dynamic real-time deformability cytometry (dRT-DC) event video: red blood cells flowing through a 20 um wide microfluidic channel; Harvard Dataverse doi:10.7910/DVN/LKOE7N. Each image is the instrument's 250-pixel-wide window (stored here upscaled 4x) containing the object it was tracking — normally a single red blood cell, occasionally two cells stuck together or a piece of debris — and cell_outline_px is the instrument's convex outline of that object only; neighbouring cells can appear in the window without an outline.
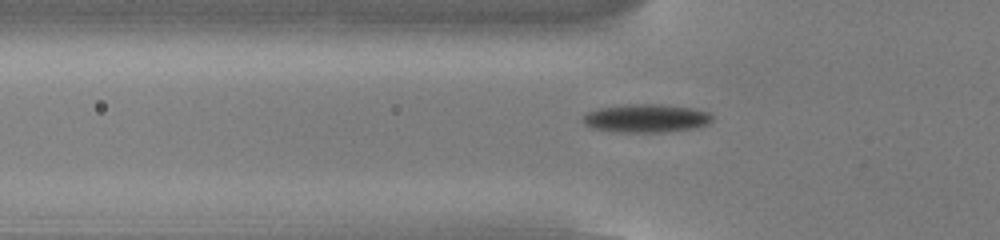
{"species": "common noctule bat (a hibernating species)", "species_latin": "Nyctalus noctula", "temperature_condition": "cold", "stored_images_in_passage": 54, "camera_frame_rate_fps": 3000, "um_per_image_px": 0.085, "animal": {"sex": "male", "body_mass_g": 13.0, "forearm_length_mm": 53.1}, "frame": {"image": 1, "passage_image": 18, "time_ms": 5.667, "image_size_px": [1000, 240], "cell_outline_px": [[712, 120], [708, 124], [692, 128], [664, 132], [616, 132], [592, 128], [584, 124], [584, 116], [588, 112], [600, 108], [628, 104], [656, 104], [692, 108], [708, 112], [712, 116]], "centroid_in_image_um": [54.92, 10.06], "position_along_channel_um": 70.9, "area_um2": 21.1}}
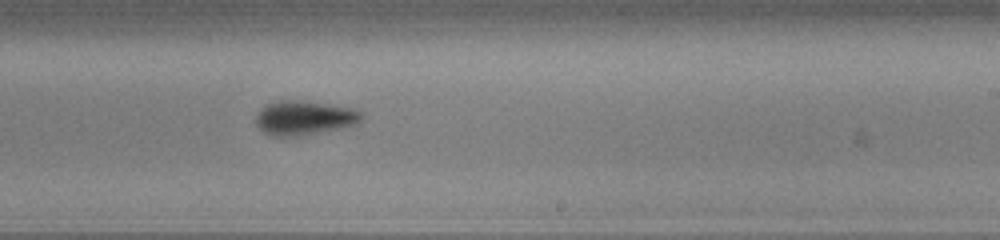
{"frame": {"image": 2, "passage_image": 33, "time_ms": 10.667, "image_size_px": [1000, 240], "cell_outline_px": [[364, 116], [356, 124], [340, 128], [292, 136], [276, 136], [264, 132], [256, 124], [256, 116], [264, 104], [276, 100], [296, 100], [332, 104], [352, 108], [360, 112]], "centroid_in_image_um": [25.84, 9.99], "position_along_channel_um": 263.2, "area_um2": 20.87}}
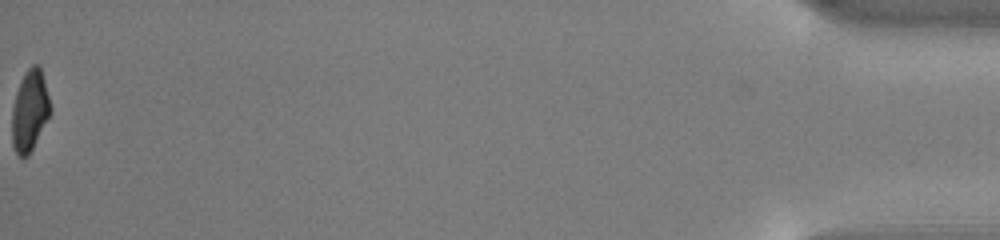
{"frame": {"image": 3, "passage_image": 54, "time_ms": 17.667, "image_size_px": [1000, 240], "cell_outline_px": [[52, 112], [28, 156], [20, 156], [16, 152], [12, 144], [12, 108], [16, 92], [20, 80], [24, 72], [32, 64], [40, 64], [52, 108]], "centroid_in_image_um": [2.54, 9.36], "position_along_channel_um": 432.7, "area_um2": 18.32}, "authors_computed_cell_mechanics": {"area_um2": 19.5364, "velocity_mm_per_s": 3.8571, "shape_relaxation_time_tau1_ms": 3.111, "shape_relaxation_time_tau2_ms": null, "deformation_change_tau1": 0.1269, "deformation_change_tau2": null}}